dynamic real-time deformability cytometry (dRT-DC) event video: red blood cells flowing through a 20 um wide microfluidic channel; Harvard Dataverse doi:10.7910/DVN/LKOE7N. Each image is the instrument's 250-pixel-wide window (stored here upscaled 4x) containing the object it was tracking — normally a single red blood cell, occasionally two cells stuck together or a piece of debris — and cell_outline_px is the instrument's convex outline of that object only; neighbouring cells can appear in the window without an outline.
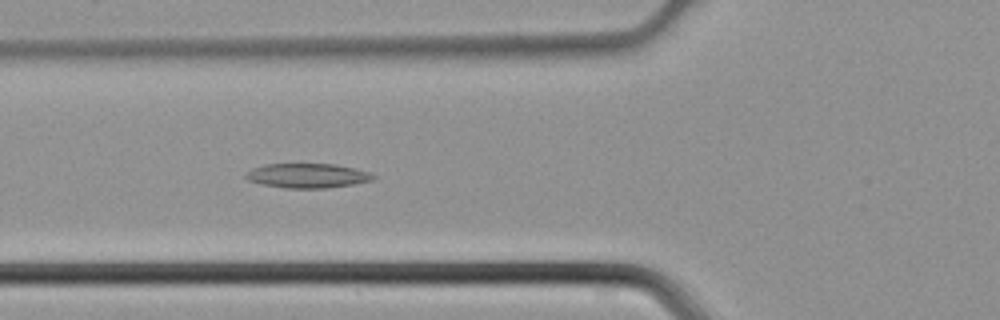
{"species": "common noctule bat (a hibernating species)", "species_latin": "Nyctalus noctula", "temperature_condition": "cold", "stored_images_in_passage": 37, "camera_frame_rate_fps": 3000, "um_per_image_px": 0.085, "animal": {"sex": "male", "body_mass_g": 21.5, "forearm_length_mm": 52.0}, "frame": {"image": 1, "passage_image": 8, "time_ms": 2.333, "image_size_px": [1000, 320], "cell_outline_px": [[376, 180], [352, 184], [324, 188], [284, 188], [264, 184], [248, 180], [244, 176], [252, 168], [268, 164], [336, 164], [356, 168], [368, 172], [376, 176]], "centroid_in_image_um": [26.18, 14.93], "position_along_channel_um": 99.6, "area_um2": 18.09}}
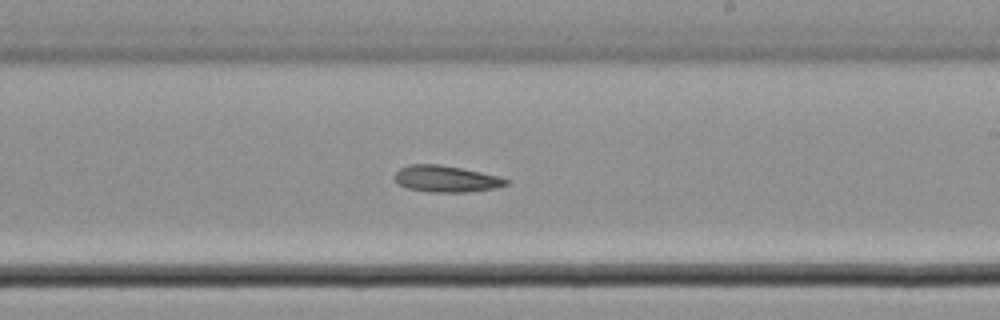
{"frame": {"image": 2, "passage_image": 18, "time_ms": 5.667, "image_size_px": [1000, 320], "cell_outline_px": [[508, 184], [496, 188], [468, 192], [428, 192], [408, 188], [400, 184], [396, 180], [396, 172], [400, 168], [408, 164], [440, 164], [500, 176], [508, 180]], "centroid_in_image_um": [37.94, 15.2], "position_along_channel_um": 251.1, "area_um2": 17.11}}
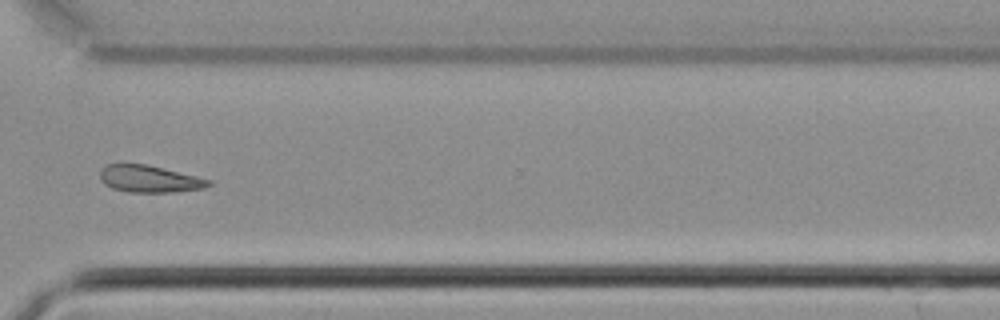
{"frame": {"image": 3, "passage_image": 25, "time_ms": 8.0, "image_size_px": [1000, 320], "cell_outline_px": [[212, 184], [204, 188], [176, 192], [128, 192], [112, 188], [104, 184], [100, 180], [100, 168], [108, 164], [144, 164], [196, 176], [212, 180]], "centroid_in_image_um": [12.68, 15.22], "position_along_channel_um": 357.9, "area_um2": 17.05}}